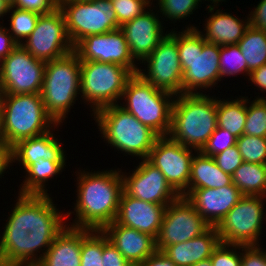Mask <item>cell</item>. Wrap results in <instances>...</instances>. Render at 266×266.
I'll list each match as a JSON object with an SVG mask.
<instances>
[{"instance_id":"19","label":"cell","mask_w":266,"mask_h":266,"mask_svg":"<svg viewBox=\"0 0 266 266\" xmlns=\"http://www.w3.org/2000/svg\"><path fill=\"white\" fill-rule=\"evenodd\" d=\"M243 195L231 183L221 188L188 189L183 196L210 226H216Z\"/></svg>"},{"instance_id":"35","label":"cell","mask_w":266,"mask_h":266,"mask_svg":"<svg viewBox=\"0 0 266 266\" xmlns=\"http://www.w3.org/2000/svg\"><path fill=\"white\" fill-rule=\"evenodd\" d=\"M244 134L257 137H266V99L256 97L247 105V116Z\"/></svg>"},{"instance_id":"34","label":"cell","mask_w":266,"mask_h":266,"mask_svg":"<svg viewBox=\"0 0 266 266\" xmlns=\"http://www.w3.org/2000/svg\"><path fill=\"white\" fill-rule=\"evenodd\" d=\"M219 58L221 78L241 72L247 74V62L238 44L220 46Z\"/></svg>"},{"instance_id":"24","label":"cell","mask_w":266,"mask_h":266,"mask_svg":"<svg viewBox=\"0 0 266 266\" xmlns=\"http://www.w3.org/2000/svg\"><path fill=\"white\" fill-rule=\"evenodd\" d=\"M220 242L216 227L211 226L202 235L183 243L169 245L162 252L176 266H192L195 263L209 259Z\"/></svg>"},{"instance_id":"55","label":"cell","mask_w":266,"mask_h":266,"mask_svg":"<svg viewBox=\"0 0 266 266\" xmlns=\"http://www.w3.org/2000/svg\"><path fill=\"white\" fill-rule=\"evenodd\" d=\"M10 4H12L15 0H7Z\"/></svg>"},{"instance_id":"4","label":"cell","mask_w":266,"mask_h":266,"mask_svg":"<svg viewBox=\"0 0 266 266\" xmlns=\"http://www.w3.org/2000/svg\"><path fill=\"white\" fill-rule=\"evenodd\" d=\"M177 44L183 71L182 94H202L201 89L214 87L221 81L219 45L206 42L195 26L178 32Z\"/></svg>"},{"instance_id":"8","label":"cell","mask_w":266,"mask_h":266,"mask_svg":"<svg viewBox=\"0 0 266 266\" xmlns=\"http://www.w3.org/2000/svg\"><path fill=\"white\" fill-rule=\"evenodd\" d=\"M174 97L173 93L156 88L134 74L126 83L121 97L127 103H120V107L159 136H168Z\"/></svg>"},{"instance_id":"15","label":"cell","mask_w":266,"mask_h":266,"mask_svg":"<svg viewBox=\"0 0 266 266\" xmlns=\"http://www.w3.org/2000/svg\"><path fill=\"white\" fill-rule=\"evenodd\" d=\"M210 227L194 206L185 197L180 196L166 206L156 238L157 250L163 251L169 245L198 237Z\"/></svg>"},{"instance_id":"52","label":"cell","mask_w":266,"mask_h":266,"mask_svg":"<svg viewBox=\"0 0 266 266\" xmlns=\"http://www.w3.org/2000/svg\"><path fill=\"white\" fill-rule=\"evenodd\" d=\"M192 266H212V263H211V260H210V258H209V259H206V260L200 261V262H198V263H195V264H193Z\"/></svg>"},{"instance_id":"11","label":"cell","mask_w":266,"mask_h":266,"mask_svg":"<svg viewBox=\"0 0 266 266\" xmlns=\"http://www.w3.org/2000/svg\"><path fill=\"white\" fill-rule=\"evenodd\" d=\"M264 197L243 195L215 226L220 241L243 246L259 245L264 218Z\"/></svg>"},{"instance_id":"43","label":"cell","mask_w":266,"mask_h":266,"mask_svg":"<svg viewBox=\"0 0 266 266\" xmlns=\"http://www.w3.org/2000/svg\"><path fill=\"white\" fill-rule=\"evenodd\" d=\"M103 266H132L103 232Z\"/></svg>"},{"instance_id":"10","label":"cell","mask_w":266,"mask_h":266,"mask_svg":"<svg viewBox=\"0 0 266 266\" xmlns=\"http://www.w3.org/2000/svg\"><path fill=\"white\" fill-rule=\"evenodd\" d=\"M66 30L75 46L89 35L105 34L118 29V21L111 0H58Z\"/></svg>"},{"instance_id":"7","label":"cell","mask_w":266,"mask_h":266,"mask_svg":"<svg viewBox=\"0 0 266 266\" xmlns=\"http://www.w3.org/2000/svg\"><path fill=\"white\" fill-rule=\"evenodd\" d=\"M80 72L81 61L74 51L45 63L41 97L47 113L57 124L63 123L81 92Z\"/></svg>"},{"instance_id":"5","label":"cell","mask_w":266,"mask_h":266,"mask_svg":"<svg viewBox=\"0 0 266 266\" xmlns=\"http://www.w3.org/2000/svg\"><path fill=\"white\" fill-rule=\"evenodd\" d=\"M58 125L47 113L41 94H3L0 136L11 147L18 141L42 135Z\"/></svg>"},{"instance_id":"17","label":"cell","mask_w":266,"mask_h":266,"mask_svg":"<svg viewBox=\"0 0 266 266\" xmlns=\"http://www.w3.org/2000/svg\"><path fill=\"white\" fill-rule=\"evenodd\" d=\"M73 51L80 61L113 63L128 68L133 74L139 70L121 28L105 34L89 35L80 40Z\"/></svg>"},{"instance_id":"33","label":"cell","mask_w":266,"mask_h":266,"mask_svg":"<svg viewBox=\"0 0 266 266\" xmlns=\"http://www.w3.org/2000/svg\"><path fill=\"white\" fill-rule=\"evenodd\" d=\"M9 13H11V16L10 20H8L10 21V27L8 30L11 32L10 34L13 39L18 44H22L23 41L33 32L40 14L33 11L18 9L12 6L10 7Z\"/></svg>"},{"instance_id":"45","label":"cell","mask_w":266,"mask_h":266,"mask_svg":"<svg viewBox=\"0 0 266 266\" xmlns=\"http://www.w3.org/2000/svg\"><path fill=\"white\" fill-rule=\"evenodd\" d=\"M249 16L250 26L266 31V0H261Z\"/></svg>"},{"instance_id":"6","label":"cell","mask_w":266,"mask_h":266,"mask_svg":"<svg viewBox=\"0 0 266 266\" xmlns=\"http://www.w3.org/2000/svg\"><path fill=\"white\" fill-rule=\"evenodd\" d=\"M102 138L121 153L147 159L160 137L151 128L138 121L120 105L98 110L94 115ZM123 151V152H122Z\"/></svg>"},{"instance_id":"38","label":"cell","mask_w":266,"mask_h":266,"mask_svg":"<svg viewBox=\"0 0 266 266\" xmlns=\"http://www.w3.org/2000/svg\"><path fill=\"white\" fill-rule=\"evenodd\" d=\"M201 0H158L159 11L171 21H177L193 14Z\"/></svg>"},{"instance_id":"41","label":"cell","mask_w":266,"mask_h":266,"mask_svg":"<svg viewBox=\"0 0 266 266\" xmlns=\"http://www.w3.org/2000/svg\"><path fill=\"white\" fill-rule=\"evenodd\" d=\"M218 167L232 176L234 171L244 162L236 145L229 147L223 152L213 156Z\"/></svg>"},{"instance_id":"3","label":"cell","mask_w":266,"mask_h":266,"mask_svg":"<svg viewBox=\"0 0 266 266\" xmlns=\"http://www.w3.org/2000/svg\"><path fill=\"white\" fill-rule=\"evenodd\" d=\"M216 127L217 98L203 93L175 95L168 134L171 140L197 152Z\"/></svg>"},{"instance_id":"37","label":"cell","mask_w":266,"mask_h":266,"mask_svg":"<svg viewBox=\"0 0 266 266\" xmlns=\"http://www.w3.org/2000/svg\"><path fill=\"white\" fill-rule=\"evenodd\" d=\"M118 27L142 15L152 4L151 0H111ZM151 3V4H150Z\"/></svg>"},{"instance_id":"30","label":"cell","mask_w":266,"mask_h":266,"mask_svg":"<svg viewBox=\"0 0 266 266\" xmlns=\"http://www.w3.org/2000/svg\"><path fill=\"white\" fill-rule=\"evenodd\" d=\"M242 195L266 197V164L243 162L232 174Z\"/></svg>"},{"instance_id":"46","label":"cell","mask_w":266,"mask_h":266,"mask_svg":"<svg viewBox=\"0 0 266 266\" xmlns=\"http://www.w3.org/2000/svg\"><path fill=\"white\" fill-rule=\"evenodd\" d=\"M17 46L18 43L13 39L9 30L0 25V62L6 58Z\"/></svg>"},{"instance_id":"25","label":"cell","mask_w":266,"mask_h":266,"mask_svg":"<svg viewBox=\"0 0 266 266\" xmlns=\"http://www.w3.org/2000/svg\"><path fill=\"white\" fill-rule=\"evenodd\" d=\"M82 228H66L55 238L36 266H81Z\"/></svg>"},{"instance_id":"47","label":"cell","mask_w":266,"mask_h":266,"mask_svg":"<svg viewBox=\"0 0 266 266\" xmlns=\"http://www.w3.org/2000/svg\"><path fill=\"white\" fill-rule=\"evenodd\" d=\"M12 162V147L0 136V177L10 167Z\"/></svg>"},{"instance_id":"26","label":"cell","mask_w":266,"mask_h":266,"mask_svg":"<svg viewBox=\"0 0 266 266\" xmlns=\"http://www.w3.org/2000/svg\"><path fill=\"white\" fill-rule=\"evenodd\" d=\"M204 40L219 46L237 44L250 26L249 17L244 21L219 9L205 22Z\"/></svg>"},{"instance_id":"32","label":"cell","mask_w":266,"mask_h":266,"mask_svg":"<svg viewBox=\"0 0 266 266\" xmlns=\"http://www.w3.org/2000/svg\"><path fill=\"white\" fill-rule=\"evenodd\" d=\"M103 231L82 229L81 266H103Z\"/></svg>"},{"instance_id":"56","label":"cell","mask_w":266,"mask_h":266,"mask_svg":"<svg viewBox=\"0 0 266 266\" xmlns=\"http://www.w3.org/2000/svg\"><path fill=\"white\" fill-rule=\"evenodd\" d=\"M78 1H95V0H78Z\"/></svg>"},{"instance_id":"42","label":"cell","mask_w":266,"mask_h":266,"mask_svg":"<svg viewBox=\"0 0 266 266\" xmlns=\"http://www.w3.org/2000/svg\"><path fill=\"white\" fill-rule=\"evenodd\" d=\"M11 6L40 15L49 14L58 8V0H15Z\"/></svg>"},{"instance_id":"27","label":"cell","mask_w":266,"mask_h":266,"mask_svg":"<svg viewBox=\"0 0 266 266\" xmlns=\"http://www.w3.org/2000/svg\"><path fill=\"white\" fill-rule=\"evenodd\" d=\"M232 183V176L223 172L213 157L205 156L200 151L191 162V175L188 189L221 188Z\"/></svg>"},{"instance_id":"12","label":"cell","mask_w":266,"mask_h":266,"mask_svg":"<svg viewBox=\"0 0 266 266\" xmlns=\"http://www.w3.org/2000/svg\"><path fill=\"white\" fill-rule=\"evenodd\" d=\"M45 61L34 58L21 44L0 62L3 94H41Z\"/></svg>"},{"instance_id":"18","label":"cell","mask_w":266,"mask_h":266,"mask_svg":"<svg viewBox=\"0 0 266 266\" xmlns=\"http://www.w3.org/2000/svg\"><path fill=\"white\" fill-rule=\"evenodd\" d=\"M132 172L129 176L121 173L125 194L160 205H168L180 197L161 171L147 159H143Z\"/></svg>"},{"instance_id":"23","label":"cell","mask_w":266,"mask_h":266,"mask_svg":"<svg viewBox=\"0 0 266 266\" xmlns=\"http://www.w3.org/2000/svg\"><path fill=\"white\" fill-rule=\"evenodd\" d=\"M53 131L42 135L26 138L12 146V162L18 161L26 170L40 158L50 161H66L65 151Z\"/></svg>"},{"instance_id":"53","label":"cell","mask_w":266,"mask_h":266,"mask_svg":"<svg viewBox=\"0 0 266 266\" xmlns=\"http://www.w3.org/2000/svg\"><path fill=\"white\" fill-rule=\"evenodd\" d=\"M0 266H6L2 258L1 250H0Z\"/></svg>"},{"instance_id":"14","label":"cell","mask_w":266,"mask_h":266,"mask_svg":"<svg viewBox=\"0 0 266 266\" xmlns=\"http://www.w3.org/2000/svg\"><path fill=\"white\" fill-rule=\"evenodd\" d=\"M24 42L21 45L34 58L45 62L61 58L74 50L59 8L39 15L36 27Z\"/></svg>"},{"instance_id":"31","label":"cell","mask_w":266,"mask_h":266,"mask_svg":"<svg viewBox=\"0 0 266 266\" xmlns=\"http://www.w3.org/2000/svg\"><path fill=\"white\" fill-rule=\"evenodd\" d=\"M237 44L247 62V76L266 64V31L249 26Z\"/></svg>"},{"instance_id":"20","label":"cell","mask_w":266,"mask_h":266,"mask_svg":"<svg viewBox=\"0 0 266 266\" xmlns=\"http://www.w3.org/2000/svg\"><path fill=\"white\" fill-rule=\"evenodd\" d=\"M157 14L149 9L120 27L136 61L147 58L167 34Z\"/></svg>"},{"instance_id":"36","label":"cell","mask_w":266,"mask_h":266,"mask_svg":"<svg viewBox=\"0 0 266 266\" xmlns=\"http://www.w3.org/2000/svg\"><path fill=\"white\" fill-rule=\"evenodd\" d=\"M244 162L266 164V137L241 135L236 142Z\"/></svg>"},{"instance_id":"49","label":"cell","mask_w":266,"mask_h":266,"mask_svg":"<svg viewBox=\"0 0 266 266\" xmlns=\"http://www.w3.org/2000/svg\"><path fill=\"white\" fill-rule=\"evenodd\" d=\"M249 77V80L255 84L254 86L258 87L261 91H266V64L253 70Z\"/></svg>"},{"instance_id":"39","label":"cell","mask_w":266,"mask_h":266,"mask_svg":"<svg viewBox=\"0 0 266 266\" xmlns=\"http://www.w3.org/2000/svg\"><path fill=\"white\" fill-rule=\"evenodd\" d=\"M237 138L229 131L216 127L214 133L209 137L200 152L205 156L213 157L229 147L236 145Z\"/></svg>"},{"instance_id":"29","label":"cell","mask_w":266,"mask_h":266,"mask_svg":"<svg viewBox=\"0 0 266 266\" xmlns=\"http://www.w3.org/2000/svg\"><path fill=\"white\" fill-rule=\"evenodd\" d=\"M246 98V99H245ZM248 97L231 101L217 99V127L229 131L237 139L244 134Z\"/></svg>"},{"instance_id":"16","label":"cell","mask_w":266,"mask_h":266,"mask_svg":"<svg viewBox=\"0 0 266 266\" xmlns=\"http://www.w3.org/2000/svg\"><path fill=\"white\" fill-rule=\"evenodd\" d=\"M192 152V148L185 147L168 136H160L147 158L182 197L188 192L191 162L194 157Z\"/></svg>"},{"instance_id":"1","label":"cell","mask_w":266,"mask_h":266,"mask_svg":"<svg viewBox=\"0 0 266 266\" xmlns=\"http://www.w3.org/2000/svg\"><path fill=\"white\" fill-rule=\"evenodd\" d=\"M18 195L0 237L2 258L6 266H36L74 212L62 215L49 194Z\"/></svg>"},{"instance_id":"22","label":"cell","mask_w":266,"mask_h":266,"mask_svg":"<svg viewBox=\"0 0 266 266\" xmlns=\"http://www.w3.org/2000/svg\"><path fill=\"white\" fill-rule=\"evenodd\" d=\"M102 231L132 266L142 263L157 250L153 236L115 221Z\"/></svg>"},{"instance_id":"48","label":"cell","mask_w":266,"mask_h":266,"mask_svg":"<svg viewBox=\"0 0 266 266\" xmlns=\"http://www.w3.org/2000/svg\"><path fill=\"white\" fill-rule=\"evenodd\" d=\"M137 266H176L162 251L156 250Z\"/></svg>"},{"instance_id":"50","label":"cell","mask_w":266,"mask_h":266,"mask_svg":"<svg viewBox=\"0 0 266 266\" xmlns=\"http://www.w3.org/2000/svg\"><path fill=\"white\" fill-rule=\"evenodd\" d=\"M11 4L7 0H0V18L9 13Z\"/></svg>"},{"instance_id":"54","label":"cell","mask_w":266,"mask_h":266,"mask_svg":"<svg viewBox=\"0 0 266 266\" xmlns=\"http://www.w3.org/2000/svg\"><path fill=\"white\" fill-rule=\"evenodd\" d=\"M2 96H3V90L1 87V83H0V106H1V102H2Z\"/></svg>"},{"instance_id":"51","label":"cell","mask_w":266,"mask_h":266,"mask_svg":"<svg viewBox=\"0 0 266 266\" xmlns=\"http://www.w3.org/2000/svg\"><path fill=\"white\" fill-rule=\"evenodd\" d=\"M207 1H209V0H207ZM210 1H212V3L214 4L213 6L212 5H208V13L210 12V13H214V8H215V6L219 3V2H223V1H225V0H210ZM201 2H202V0H201Z\"/></svg>"},{"instance_id":"21","label":"cell","mask_w":266,"mask_h":266,"mask_svg":"<svg viewBox=\"0 0 266 266\" xmlns=\"http://www.w3.org/2000/svg\"><path fill=\"white\" fill-rule=\"evenodd\" d=\"M166 206L142 201L122 192L115 222L156 239Z\"/></svg>"},{"instance_id":"40","label":"cell","mask_w":266,"mask_h":266,"mask_svg":"<svg viewBox=\"0 0 266 266\" xmlns=\"http://www.w3.org/2000/svg\"><path fill=\"white\" fill-rule=\"evenodd\" d=\"M240 249H242V245L220 242L210 257L212 266H241L242 253Z\"/></svg>"},{"instance_id":"28","label":"cell","mask_w":266,"mask_h":266,"mask_svg":"<svg viewBox=\"0 0 266 266\" xmlns=\"http://www.w3.org/2000/svg\"><path fill=\"white\" fill-rule=\"evenodd\" d=\"M65 161H50L41 159L32 163L25 172V180L21 184L20 195H48L45 183L49 178L60 174L64 169Z\"/></svg>"},{"instance_id":"13","label":"cell","mask_w":266,"mask_h":266,"mask_svg":"<svg viewBox=\"0 0 266 266\" xmlns=\"http://www.w3.org/2000/svg\"><path fill=\"white\" fill-rule=\"evenodd\" d=\"M141 63H147L148 68L147 72L146 68L137 72L143 80L174 95L182 94L183 71L179 60L177 31L166 34Z\"/></svg>"},{"instance_id":"44","label":"cell","mask_w":266,"mask_h":266,"mask_svg":"<svg viewBox=\"0 0 266 266\" xmlns=\"http://www.w3.org/2000/svg\"><path fill=\"white\" fill-rule=\"evenodd\" d=\"M260 245H242L241 266H266V250Z\"/></svg>"},{"instance_id":"2","label":"cell","mask_w":266,"mask_h":266,"mask_svg":"<svg viewBox=\"0 0 266 266\" xmlns=\"http://www.w3.org/2000/svg\"><path fill=\"white\" fill-rule=\"evenodd\" d=\"M117 170L78 172L76 218L69 226L103 230L115 221L123 192L121 170Z\"/></svg>"},{"instance_id":"9","label":"cell","mask_w":266,"mask_h":266,"mask_svg":"<svg viewBox=\"0 0 266 266\" xmlns=\"http://www.w3.org/2000/svg\"><path fill=\"white\" fill-rule=\"evenodd\" d=\"M134 74L123 66L97 61H81L80 90L82 100L90 103L92 114L118 105L126 83Z\"/></svg>"}]
</instances>
